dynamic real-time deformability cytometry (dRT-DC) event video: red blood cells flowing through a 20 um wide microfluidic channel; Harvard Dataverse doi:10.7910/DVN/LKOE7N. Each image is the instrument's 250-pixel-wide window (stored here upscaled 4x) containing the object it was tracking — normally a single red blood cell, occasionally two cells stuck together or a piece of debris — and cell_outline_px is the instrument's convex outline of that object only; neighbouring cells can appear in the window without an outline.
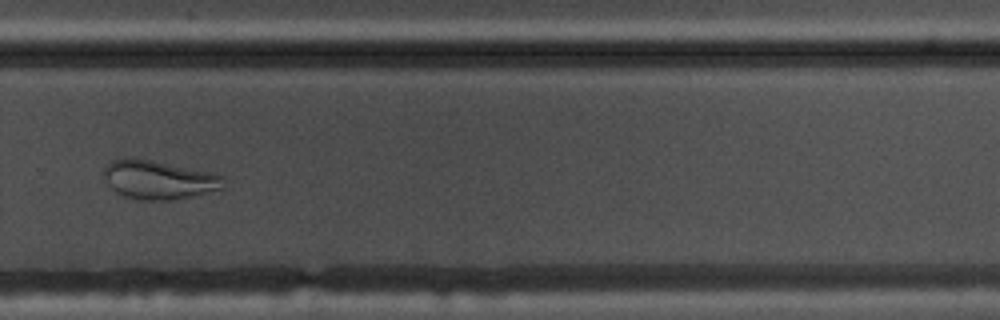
{"species": "common noctule bat (a hibernating species)", "species_latin": "Nyctalus noctula", "temperature_condition": "warm", "stored_images_in_passage": 54, "camera_frame_rate_fps": 3000, "um_per_image_px": 0.085, "animal": {"sex": "male", "body_mass_g": 17.5, "forearm_length_mm": 52.3}, "frame": {"image": 1, "passage_image": 37, "time_ms": 12.0, "image_size_px": [1000, 320], "cell_outline_px": [[224, 188], [176, 200], [140, 200], [124, 196], [116, 192], [104, 180], [104, 168], [112, 160], [124, 156], [132, 156], [212, 172], [224, 176]], "centroid_in_image_um": [13.47, 15.26], "position_along_channel_um": 316.3, "area_um2": 27.46}}
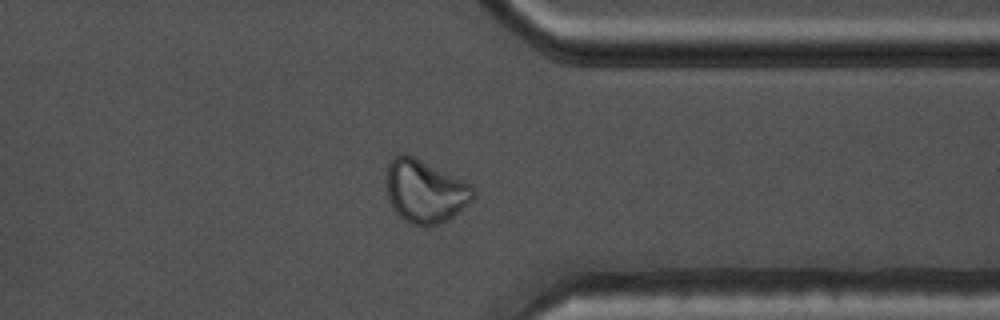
{"frame": {"image": 2, "passage_image": 42, "time_ms": 13.667, "image_size_px": [1000, 320], "cell_outline_px": [[476, 196], [472, 200], [448, 220], [440, 224], [428, 228], [420, 228], [404, 220], [396, 212], [388, 196], [388, 164], [396, 156], [404, 152], [472, 184], [476, 192]], "centroid_in_image_um": [36.17, 16.3], "position_along_channel_um": 375.2, "area_um2": 31.79}}
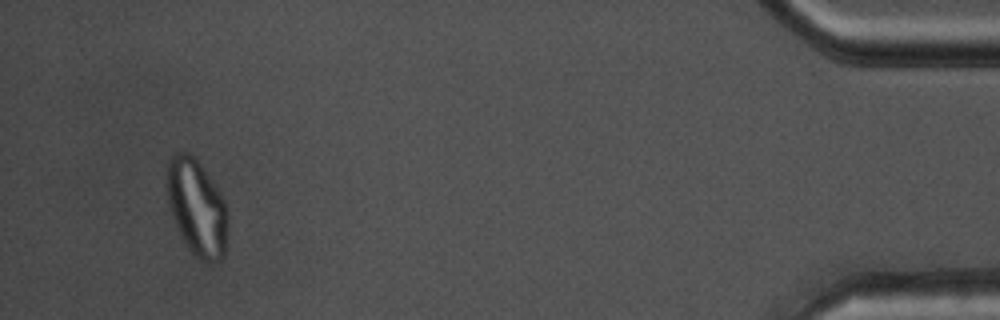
{"frame": {"image": 3, "passage_image": 51, "time_ms": 16.667, "image_size_px": [1000, 320], "cell_outline_px": [[228, 236], [224, 256], [220, 260], [212, 264], [204, 264], [188, 248], [176, 224], [168, 200], [168, 160], [176, 152], [188, 152], [200, 164], [224, 196], [228, 208]], "centroid_in_image_um": [16.81, 17.69], "position_along_channel_um": 418.4, "area_um2": 34.33}}